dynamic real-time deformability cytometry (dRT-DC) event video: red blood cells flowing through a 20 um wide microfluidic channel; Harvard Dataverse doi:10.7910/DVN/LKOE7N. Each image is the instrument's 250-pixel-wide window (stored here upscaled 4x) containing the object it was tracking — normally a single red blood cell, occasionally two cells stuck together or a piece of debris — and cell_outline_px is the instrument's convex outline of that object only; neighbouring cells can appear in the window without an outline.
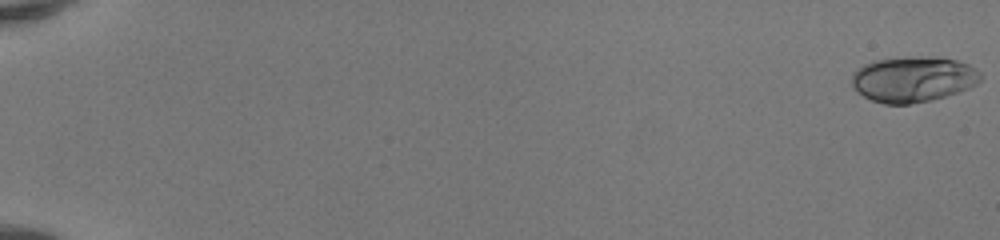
{"species": "human", "species_latin": "Homo sapiens", "temperature_condition": "room temperature", "stored_images_in_passage": 52, "camera_frame_rate_fps": 3000, "um_per_image_px": 0.085, "donor": {"sex": "female"}, "frame": {"image": 1, "passage_image": 1, "time_ms": 0.0, "image_size_px": [1000, 240], "cell_outline_px": [[984, 76], [976, 84], [960, 92], [932, 100], [908, 104], [884, 104], [872, 100], [864, 96], [852, 84], [852, 76], [864, 64], [876, 60], [908, 56], [940, 56], [956, 60], [968, 64], [980, 72]], "centroid_in_image_um": [77.68, 6.72], "position_along_channel_um": 7.3, "area_um2": 34.33}}
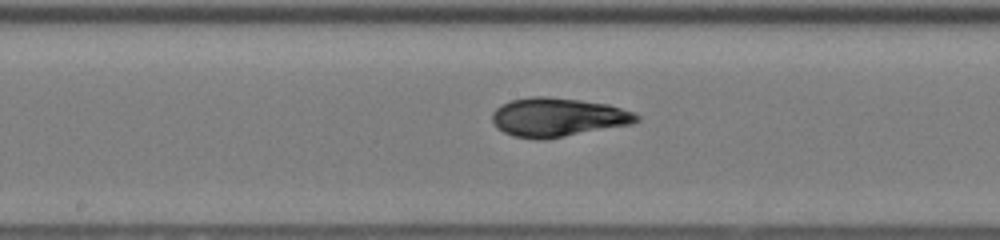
{"frame": {"image": 2, "passage_image": 30, "time_ms": 9.667, "image_size_px": [1000, 240], "cell_outline_px": [[640, 120], [632, 124], [544, 140], [536, 140], [512, 136], [496, 128], [492, 120], [492, 112], [500, 104], [512, 100], [532, 96], [544, 96], [580, 100], [608, 104], [632, 112], [640, 116]], "centroid_in_image_um": [47.38, 9.97], "position_along_channel_um": 200.8, "area_um2": 32.83}}
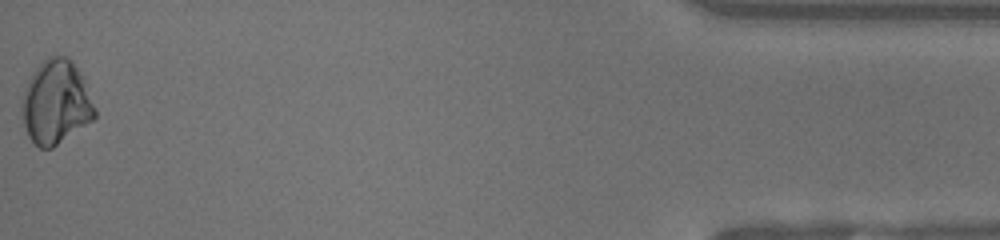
{"frame": {"image": 3, "passage_image": 52, "time_ms": 17.0, "image_size_px": [1000, 240], "cell_outline_px": [[96, 116], [92, 120], [52, 148], [40, 148], [28, 136], [24, 124], [20, 108], [24, 88], [32, 72], [48, 56], [68, 56], [72, 60], [80, 72], [84, 80], [96, 108]], "centroid_in_image_um": [4.74, 8.68], "position_along_channel_um": 430.5, "area_um2": 35.6}, "authors_computed_cell_mechanics": {"area_um2": 32.079, "velocity_mm_per_s": 4.1863, "shape_relaxation_time_tau1_ms": 5.4931, "shape_relaxation_time_tau2_ms": null, "deformation_change_tau1": 0.195, "deformation_change_tau2": null}}